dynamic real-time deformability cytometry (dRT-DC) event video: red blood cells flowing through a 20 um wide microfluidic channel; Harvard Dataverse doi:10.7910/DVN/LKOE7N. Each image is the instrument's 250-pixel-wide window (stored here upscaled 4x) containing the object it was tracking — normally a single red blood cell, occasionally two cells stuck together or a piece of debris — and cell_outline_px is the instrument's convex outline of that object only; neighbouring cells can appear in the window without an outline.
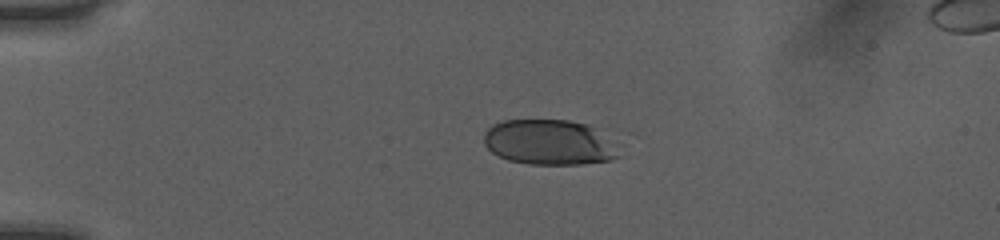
{"species": "human", "species_latin": "Homo sapiens", "temperature_condition": "room temperature", "stored_images_in_passage": 40, "camera_frame_rate_fps": 3000, "um_per_image_px": 0.085, "donor": {"sex": "female"}, "frame": {"image": 1, "passage_image": 1, "time_ms": 0.0, "image_size_px": [1000, 240], "cell_outline_px": [[624, 144], [620, 156], [608, 160], [580, 164], [528, 164], [508, 160], [492, 152], [484, 144], [484, 132], [492, 124], [504, 120], [568, 120], [588, 124], [596, 128]], "centroid_in_image_um": [46.8, 12.09], "position_along_channel_um": 38.2, "area_um2": 36.53}}
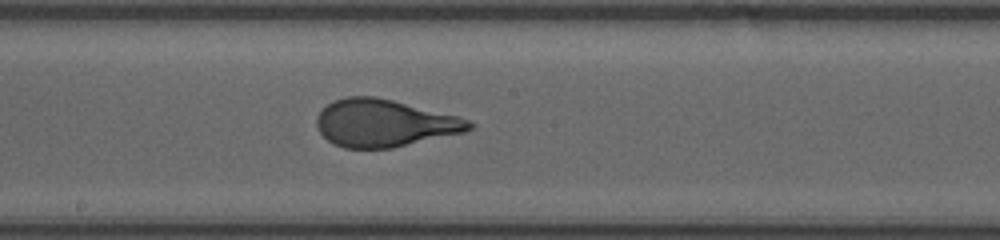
{"frame": {"image": 2, "passage_image": 18, "time_ms": 5.667, "image_size_px": [1000, 240], "cell_outline_px": [[476, 124], [472, 128], [464, 132], [392, 148], [344, 148], [332, 144], [320, 132], [316, 124], [316, 116], [328, 104], [336, 100], [348, 96], [376, 96], [460, 116]], "centroid_in_image_um": [32.68, 10.46], "position_along_channel_um": 215.5, "area_um2": 42.08}}
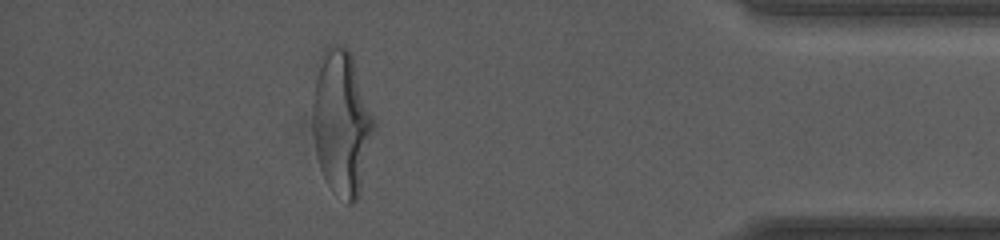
{"frame": {"image": 3, "passage_image": 35, "time_ms": 11.333, "image_size_px": [1000, 240], "cell_outline_px": [[376, 128], [360, 188], [356, 200], [352, 204], [348, 204], [332, 192], [320, 168], [316, 152], [312, 132], [312, 104], [316, 76], [324, 48], [328, 44], [340, 44], [348, 48], [352, 56], [376, 124]], "centroid_in_image_um": [29.03, 10.43], "position_along_channel_um": 406.2, "area_um2": 51.73}, "authors_computed_cell_mechanics": {"area_um2": 42.3385, "velocity_mm_per_s": 4.0346, "shape_relaxation_time_tau1_ms": 4.8589, "shape_relaxation_time_tau2_ms": null, "deformation_change_tau1": 0.2049, "deformation_change_tau2": null}}